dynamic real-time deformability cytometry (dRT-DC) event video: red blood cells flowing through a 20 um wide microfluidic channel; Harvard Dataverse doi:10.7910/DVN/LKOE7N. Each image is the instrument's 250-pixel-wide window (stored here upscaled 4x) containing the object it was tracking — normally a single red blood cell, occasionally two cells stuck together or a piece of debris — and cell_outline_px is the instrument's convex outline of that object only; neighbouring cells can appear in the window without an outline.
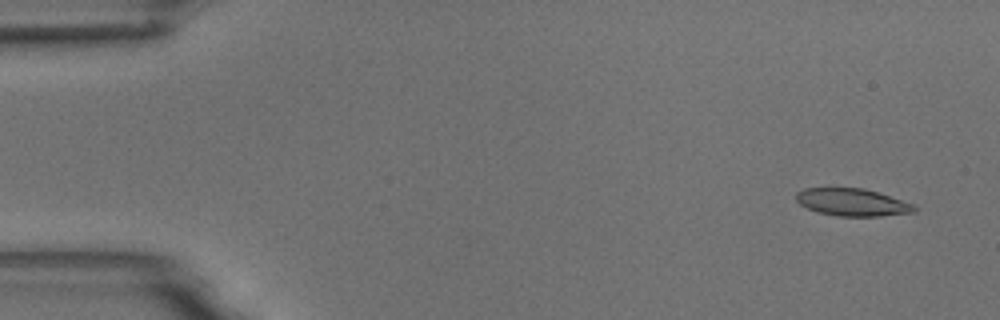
{"species": "common noctule bat (a hibernating species)", "species_latin": "Nyctalus noctula", "temperature_condition": "room temperature", "stored_images_in_passage": 53, "camera_frame_rate_fps": 3000, "um_per_image_px": 0.085, "animal": {"sex": "male", "body_mass_g": 18.8}, "frame": {"image": 1, "passage_image": 1, "time_ms": 0.0, "image_size_px": [1000, 320], "cell_outline_px": [[916, 208], [912, 212], [880, 216], [836, 216], [820, 212], [808, 208], [800, 204], [796, 200], [796, 192], [804, 188], [864, 188], [916, 204]], "centroid_in_image_um": [72.44, 17.18], "position_along_channel_um": 12.6, "area_um2": 18.79}}
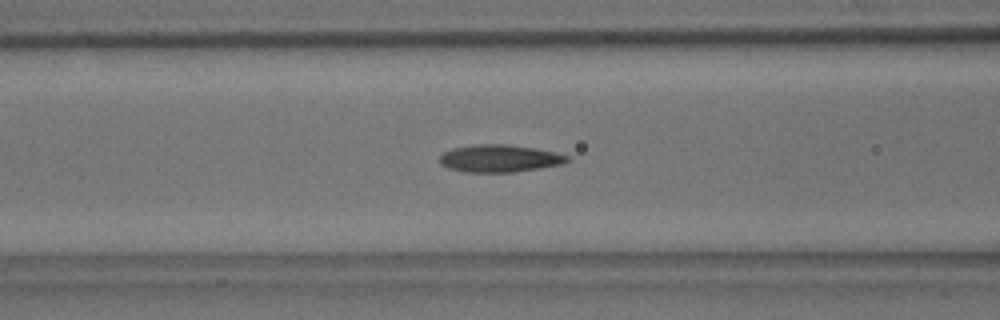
{"frame": {"image": 2, "passage_image": 20, "time_ms": 6.333, "image_size_px": [1000, 320], "cell_outline_px": [[572, 160], [564, 164], [516, 172], [464, 172], [448, 168], [440, 164], [440, 156], [444, 152], [452, 148], [476, 144], [508, 144], [536, 148], [556, 152], [568, 156]], "centroid_in_image_um": [42.5, 13.46], "position_along_channel_um": 124.1, "area_um2": 20.63}}
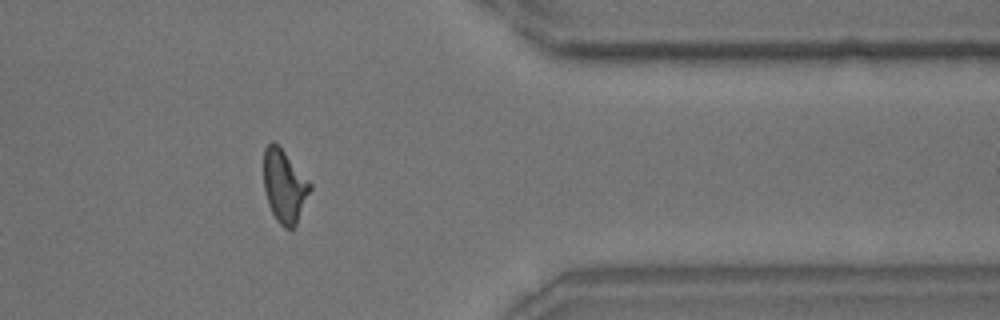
{"frame": {"image": 3, "passage_image": 43, "time_ms": 14.0, "image_size_px": [1000, 320], "cell_outline_px": [[312, 188], [296, 224], [292, 228], [284, 228], [276, 220], [268, 204], [264, 188], [264, 148], [272, 140], [284, 152], [312, 184]], "centroid_in_image_um": [24.17, 15.83], "position_along_channel_um": 387.2, "area_um2": 19.42}, "authors_computed_cell_mechanics": {"area_um2": 19.5942, "velocity_mm_per_s": 3.646, "shape_relaxation_time_tau1_ms": 7.8472, "shape_relaxation_time_tau2_ms": 2.3669, "deformation_change_tau1": 0.2211, "deformation_change_tau2": 0.1094}}